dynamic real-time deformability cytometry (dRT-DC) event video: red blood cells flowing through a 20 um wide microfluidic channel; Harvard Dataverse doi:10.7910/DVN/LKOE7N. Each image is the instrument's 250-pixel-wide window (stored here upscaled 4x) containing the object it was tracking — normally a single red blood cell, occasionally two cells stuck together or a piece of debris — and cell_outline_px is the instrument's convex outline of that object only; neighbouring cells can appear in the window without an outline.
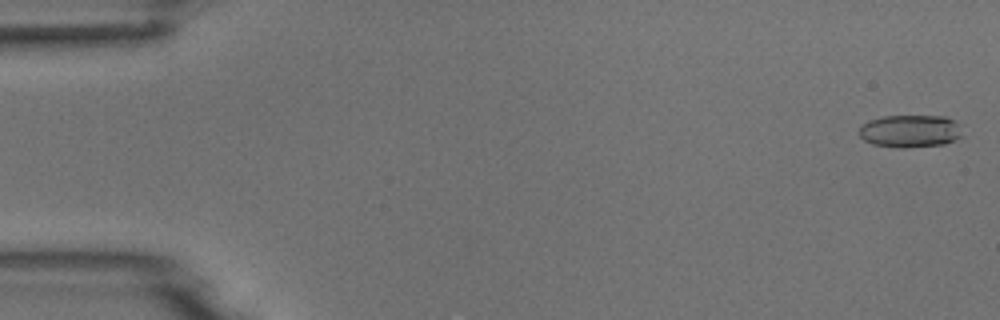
{"species": "common noctule bat (a hibernating species)", "species_latin": "Nyctalus noctula", "temperature_condition": "room temperature", "stored_images_in_passage": 9, "camera_frame_rate_fps": 3000, "um_per_image_px": 0.085, "animal": {"sex": "male", "body_mass_g": 18.8}, "frame": {"image": 1, "passage_image": 1, "time_ms": 0.0, "image_size_px": [1000, 320], "cell_outline_px": [[964, 136], [956, 140], [944, 144], [904, 148], [900, 148], [872, 144], [864, 140], [860, 136], [860, 124], [868, 120], [884, 116], [944, 116], [956, 120], [960, 124]], "centroid_in_image_um": [77.41, 11.14], "position_along_channel_um": 7.6, "area_um2": 20.0}}